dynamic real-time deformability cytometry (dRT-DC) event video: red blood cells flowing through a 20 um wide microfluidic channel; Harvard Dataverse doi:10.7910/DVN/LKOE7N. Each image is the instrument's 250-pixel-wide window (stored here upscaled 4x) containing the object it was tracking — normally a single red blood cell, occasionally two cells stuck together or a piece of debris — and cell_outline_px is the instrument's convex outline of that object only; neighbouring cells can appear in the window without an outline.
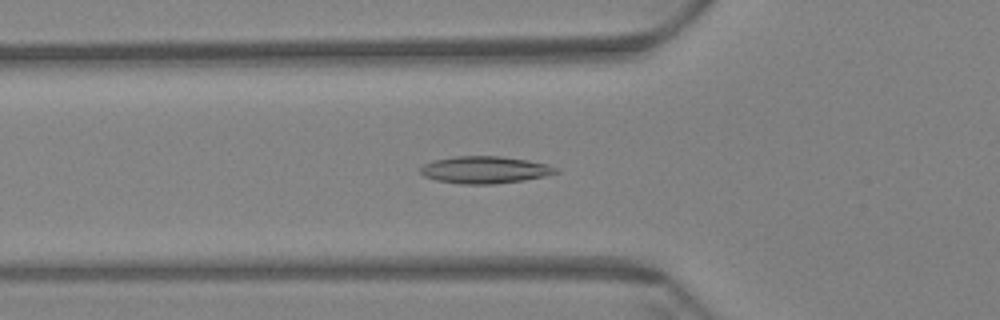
{"species": "Egyptian fruit bat (a non-hibernating species)", "species_latin": "Rousettus aegyptiacus", "temperature_condition": "warm", "stored_images_in_passage": 59, "camera_frame_rate_fps": 3000, "um_per_image_px": 0.085, "animal": {"sex": "female"}, "frame": {"image": 1, "passage_image": 20, "time_ms": 6.333, "image_size_px": [1000, 320], "cell_outline_px": [[560, 172], [544, 176], [524, 180], [492, 184], [460, 184], [436, 180], [424, 176], [420, 172], [420, 168], [424, 164], [432, 160], [456, 156], [500, 156], [528, 160], [560, 168]], "centroid_in_image_um": [41.2, 14.43], "position_along_channel_um": 84.6, "area_um2": 21.44}}
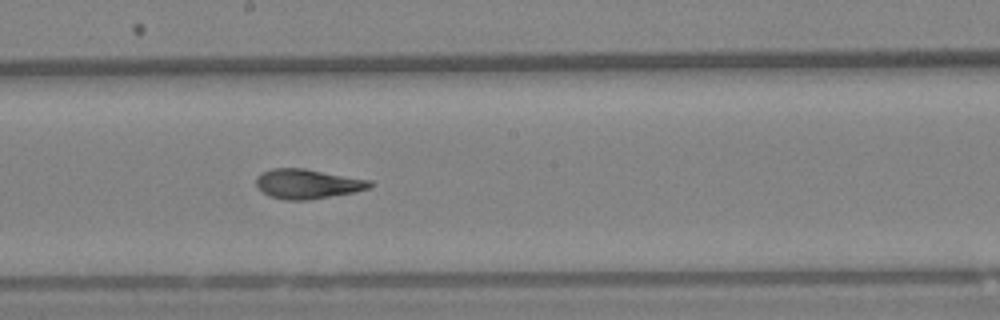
{"frame": {"image": 2, "passage_image": 32, "time_ms": 10.333, "image_size_px": [1000, 320], "cell_outline_px": [[376, 184], [372, 188], [356, 192], [308, 200], [284, 200], [272, 196], [264, 192], [256, 184], [256, 176], [260, 172], [272, 168], [304, 168], [372, 180]], "centroid_in_image_um": [26.21, 15.62], "position_along_channel_um": 222.0, "area_um2": 19.88}}
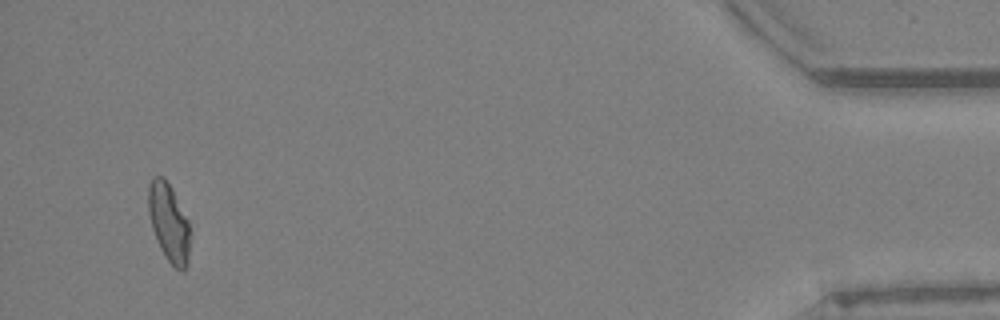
{"frame": {"image": 3, "passage_image": 56, "time_ms": 18.333, "image_size_px": [1000, 320], "cell_outline_px": [[192, 232], [188, 264], [184, 268], [176, 268], [164, 256], [160, 248], [152, 228], [148, 212], [148, 188], [152, 180], [156, 176], [164, 176], [172, 188], [188, 220]], "centroid_in_image_um": [14.38, 18.92], "position_along_channel_um": 420.8, "area_um2": 19.19}, "authors_computed_cell_mechanics": {"area_um2": 20.1144, "velocity_mm_per_s": 3.4489, "shape_relaxation_time_tau1_ms": 10.0947, "shape_relaxation_time_tau2_ms": 2.0955, "deformation_change_tau1": 0.2243, "deformation_change_tau2": 0.0911}}